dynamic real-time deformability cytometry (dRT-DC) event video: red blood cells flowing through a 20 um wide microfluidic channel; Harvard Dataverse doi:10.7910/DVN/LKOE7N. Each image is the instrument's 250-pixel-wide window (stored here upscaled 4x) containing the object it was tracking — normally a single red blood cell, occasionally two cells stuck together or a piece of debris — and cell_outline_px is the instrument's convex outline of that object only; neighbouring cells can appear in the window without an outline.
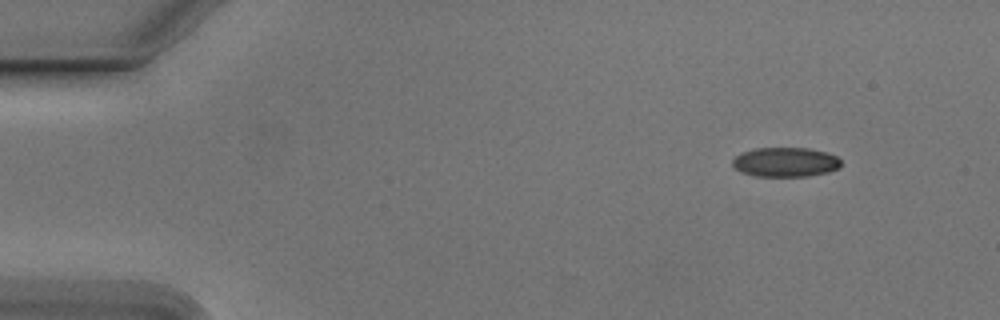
{"species": "Egyptian fruit bat (a non-hibernating species)", "species_latin": "Rousettus aegyptiacus", "temperature_condition": "cold", "stored_images_in_passage": 50, "camera_frame_rate_fps": 3000, "um_per_image_px": 0.085, "animal": {"sex": "male"}, "frame": {"image": 1, "passage_image": 1, "time_ms": 0.0, "image_size_px": [1000, 320], "cell_outline_px": [[840, 168], [828, 172], [808, 176], [756, 176], [740, 172], [732, 164], [732, 160], [740, 152], [756, 148], [808, 148], [828, 152], [836, 156], [840, 160]], "centroid_in_image_um": [66.76, 13.77], "position_along_channel_um": 18.2, "area_um2": 18.73}}
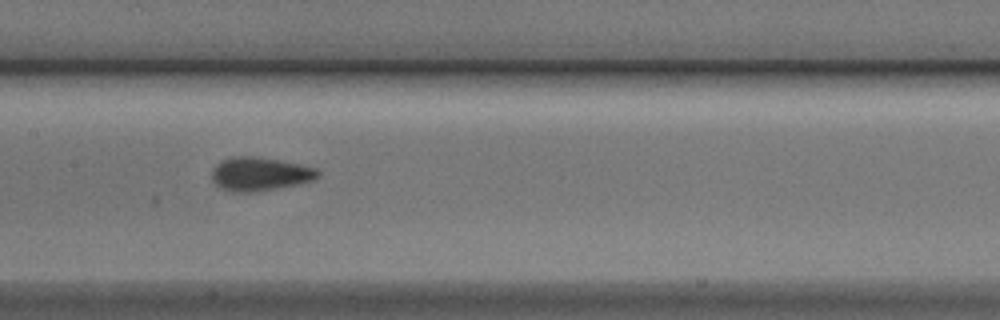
{"frame": {"image": 2, "passage_image": 22, "time_ms": 7.0, "image_size_px": [1000, 320], "cell_outline_px": [[320, 176], [316, 180], [300, 184], [260, 192], [228, 192], [220, 188], [212, 180], [212, 168], [220, 160], [232, 156], [256, 156], [280, 160], [300, 164], [316, 168], [320, 172]], "centroid_in_image_um": [22.1, 14.8], "position_along_channel_um": 185.3, "area_um2": 21.39}}
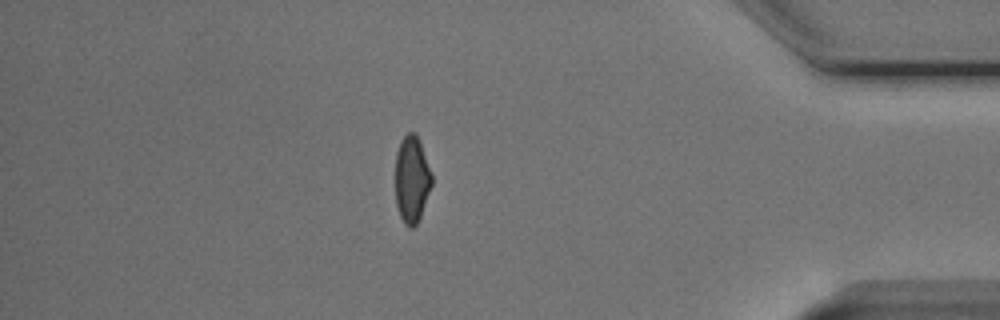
{"frame": {"image": 3, "passage_image": 42, "time_ms": 13.667, "image_size_px": [1000, 320], "cell_outline_px": [[432, 184], [420, 216], [416, 224], [412, 228], [408, 228], [404, 224], [400, 216], [396, 204], [396, 152], [400, 140], [408, 132], [416, 132], [420, 140], [432, 176]], "centroid_in_image_um": [34.99, 15.22], "position_along_channel_um": 400.2, "area_um2": 18.44}, "authors_computed_cell_mechanics": {"area_um2": 19.5075, "velocity_mm_per_s": 3.7943, "shape_relaxation_time_tau1_ms": 4.1224, "shape_relaxation_time_tau2_ms": 1.3153, "deformation_change_tau1": 0.1012, "deformation_change_tau2": 0.0429}}